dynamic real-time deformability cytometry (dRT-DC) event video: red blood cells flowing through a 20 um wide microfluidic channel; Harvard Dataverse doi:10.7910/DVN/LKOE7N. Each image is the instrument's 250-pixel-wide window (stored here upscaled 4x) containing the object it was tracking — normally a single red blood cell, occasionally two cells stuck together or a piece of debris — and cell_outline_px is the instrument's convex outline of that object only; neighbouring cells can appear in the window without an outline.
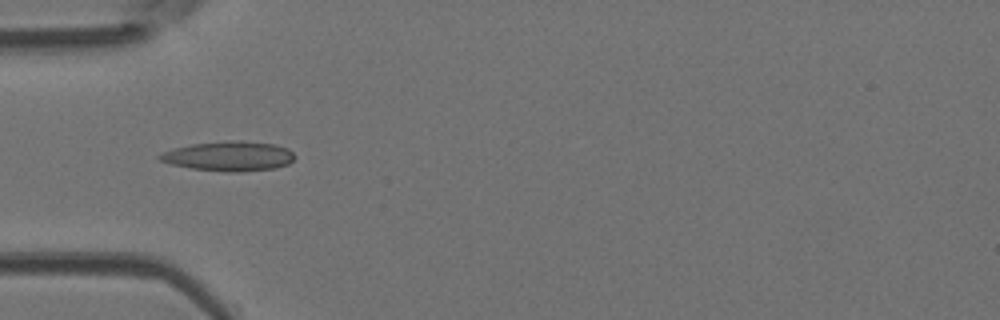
{"species": "Egyptian fruit bat (a non-hibernating species)", "species_latin": "Rousettus aegyptiacus", "temperature_condition": "room temperature", "stored_images_in_passage": 3, "camera_frame_rate_fps": 3000, "um_per_image_px": 0.085, "animal": {"sex": "female"}, "frame": {"image": 1, "passage_image": 1, "time_ms": 0.0, "image_size_px": [1000, 320], "cell_outline_px": [[296, 156], [288, 164], [276, 168], [240, 172], [228, 172], [192, 168], [172, 164], [160, 160], [156, 156], [172, 148], [192, 144], [228, 140], [236, 140], [276, 144], [288, 148]], "centroid_in_image_um": [19.49, 13.26], "position_along_channel_um": 65.5, "area_um2": 23.41}}